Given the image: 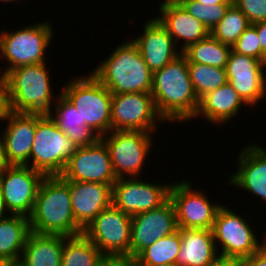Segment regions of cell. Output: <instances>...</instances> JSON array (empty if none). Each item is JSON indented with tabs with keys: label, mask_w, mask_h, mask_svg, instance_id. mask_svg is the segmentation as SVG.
<instances>
[{
	"label": "cell",
	"mask_w": 266,
	"mask_h": 266,
	"mask_svg": "<svg viewBox=\"0 0 266 266\" xmlns=\"http://www.w3.org/2000/svg\"><path fill=\"white\" fill-rule=\"evenodd\" d=\"M86 75L67 81L61 94L78 111L81 121L102 137L111 131L112 94L91 73Z\"/></svg>",
	"instance_id": "obj_5"
},
{
	"label": "cell",
	"mask_w": 266,
	"mask_h": 266,
	"mask_svg": "<svg viewBox=\"0 0 266 266\" xmlns=\"http://www.w3.org/2000/svg\"><path fill=\"white\" fill-rule=\"evenodd\" d=\"M208 266H243L242 259L218 255Z\"/></svg>",
	"instance_id": "obj_38"
},
{
	"label": "cell",
	"mask_w": 266,
	"mask_h": 266,
	"mask_svg": "<svg viewBox=\"0 0 266 266\" xmlns=\"http://www.w3.org/2000/svg\"><path fill=\"white\" fill-rule=\"evenodd\" d=\"M31 232L71 237L83 234L76 223L69 185L60 176H46L29 216Z\"/></svg>",
	"instance_id": "obj_3"
},
{
	"label": "cell",
	"mask_w": 266,
	"mask_h": 266,
	"mask_svg": "<svg viewBox=\"0 0 266 266\" xmlns=\"http://www.w3.org/2000/svg\"><path fill=\"white\" fill-rule=\"evenodd\" d=\"M177 230L175 208L170 199L159 208L132 216L130 261L160 238Z\"/></svg>",
	"instance_id": "obj_16"
},
{
	"label": "cell",
	"mask_w": 266,
	"mask_h": 266,
	"mask_svg": "<svg viewBox=\"0 0 266 266\" xmlns=\"http://www.w3.org/2000/svg\"><path fill=\"white\" fill-rule=\"evenodd\" d=\"M181 249L177 266H208L218 255L212 229L178 228Z\"/></svg>",
	"instance_id": "obj_24"
},
{
	"label": "cell",
	"mask_w": 266,
	"mask_h": 266,
	"mask_svg": "<svg viewBox=\"0 0 266 266\" xmlns=\"http://www.w3.org/2000/svg\"><path fill=\"white\" fill-rule=\"evenodd\" d=\"M196 1L208 6V5H215V4L225 3L227 0H196Z\"/></svg>",
	"instance_id": "obj_42"
},
{
	"label": "cell",
	"mask_w": 266,
	"mask_h": 266,
	"mask_svg": "<svg viewBox=\"0 0 266 266\" xmlns=\"http://www.w3.org/2000/svg\"><path fill=\"white\" fill-rule=\"evenodd\" d=\"M46 176L29 166L10 165L0 175V192L10 214L29 217Z\"/></svg>",
	"instance_id": "obj_14"
},
{
	"label": "cell",
	"mask_w": 266,
	"mask_h": 266,
	"mask_svg": "<svg viewBox=\"0 0 266 266\" xmlns=\"http://www.w3.org/2000/svg\"><path fill=\"white\" fill-rule=\"evenodd\" d=\"M191 82L199 100L228 82L226 70L202 63H188Z\"/></svg>",
	"instance_id": "obj_31"
},
{
	"label": "cell",
	"mask_w": 266,
	"mask_h": 266,
	"mask_svg": "<svg viewBox=\"0 0 266 266\" xmlns=\"http://www.w3.org/2000/svg\"><path fill=\"white\" fill-rule=\"evenodd\" d=\"M157 9L160 15L155 17L168 31L181 52L210 35V30L186 12L178 2H160Z\"/></svg>",
	"instance_id": "obj_22"
},
{
	"label": "cell",
	"mask_w": 266,
	"mask_h": 266,
	"mask_svg": "<svg viewBox=\"0 0 266 266\" xmlns=\"http://www.w3.org/2000/svg\"><path fill=\"white\" fill-rule=\"evenodd\" d=\"M76 223L84 230L102 210L112 205V186L103 183L67 181Z\"/></svg>",
	"instance_id": "obj_21"
},
{
	"label": "cell",
	"mask_w": 266,
	"mask_h": 266,
	"mask_svg": "<svg viewBox=\"0 0 266 266\" xmlns=\"http://www.w3.org/2000/svg\"><path fill=\"white\" fill-rule=\"evenodd\" d=\"M151 95L164 123H186L195 118L200 100L191 82L187 58L183 53L153 73Z\"/></svg>",
	"instance_id": "obj_1"
},
{
	"label": "cell",
	"mask_w": 266,
	"mask_h": 266,
	"mask_svg": "<svg viewBox=\"0 0 266 266\" xmlns=\"http://www.w3.org/2000/svg\"><path fill=\"white\" fill-rule=\"evenodd\" d=\"M140 177L117 178L112 186V204L131 217L159 208L169 199L171 182L152 183Z\"/></svg>",
	"instance_id": "obj_13"
},
{
	"label": "cell",
	"mask_w": 266,
	"mask_h": 266,
	"mask_svg": "<svg viewBox=\"0 0 266 266\" xmlns=\"http://www.w3.org/2000/svg\"><path fill=\"white\" fill-rule=\"evenodd\" d=\"M77 148L51 117H37L29 167L45 176H60Z\"/></svg>",
	"instance_id": "obj_7"
},
{
	"label": "cell",
	"mask_w": 266,
	"mask_h": 266,
	"mask_svg": "<svg viewBox=\"0 0 266 266\" xmlns=\"http://www.w3.org/2000/svg\"><path fill=\"white\" fill-rule=\"evenodd\" d=\"M49 72L46 62L9 70L4 75L9 110L27 116L52 117L54 103L61 92L57 95L53 93Z\"/></svg>",
	"instance_id": "obj_2"
},
{
	"label": "cell",
	"mask_w": 266,
	"mask_h": 266,
	"mask_svg": "<svg viewBox=\"0 0 266 266\" xmlns=\"http://www.w3.org/2000/svg\"><path fill=\"white\" fill-rule=\"evenodd\" d=\"M132 217L113 204L83 230V234L110 261H130Z\"/></svg>",
	"instance_id": "obj_8"
},
{
	"label": "cell",
	"mask_w": 266,
	"mask_h": 266,
	"mask_svg": "<svg viewBox=\"0 0 266 266\" xmlns=\"http://www.w3.org/2000/svg\"><path fill=\"white\" fill-rule=\"evenodd\" d=\"M108 262L84 234L64 236L61 266H105Z\"/></svg>",
	"instance_id": "obj_28"
},
{
	"label": "cell",
	"mask_w": 266,
	"mask_h": 266,
	"mask_svg": "<svg viewBox=\"0 0 266 266\" xmlns=\"http://www.w3.org/2000/svg\"><path fill=\"white\" fill-rule=\"evenodd\" d=\"M251 226L243 215L223 204L212 227L219 255L243 260L259 251L266 244V235L260 239Z\"/></svg>",
	"instance_id": "obj_9"
},
{
	"label": "cell",
	"mask_w": 266,
	"mask_h": 266,
	"mask_svg": "<svg viewBox=\"0 0 266 266\" xmlns=\"http://www.w3.org/2000/svg\"><path fill=\"white\" fill-rule=\"evenodd\" d=\"M64 236L31 232L16 266H61Z\"/></svg>",
	"instance_id": "obj_25"
},
{
	"label": "cell",
	"mask_w": 266,
	"mask_h": 266,
	"mask_svg": "<svg viewBox=\"0 0 266 266\" xmlns=\"http://www.w3.org/2000/svg\"><path fill=\"white\" fill-rule=\"evenodd\" d=\"M259 39L256 27L250 24L232 46V50L238 54L251 56L266 63V55L261 50Z\"/></svg>",
	"instance_id": "obj_34"
},
{
	"label": "cell",
	"mask_w": 266,
	"mask_h": 266,
	"mask_svg": "<svg viewBox=\"0 0 266 266\" xmlns=\"http://www.w3.org/2000/svg\"><path fill=\"white\" fill-rule=\"evenodd\" d=\"M249 25L247 17L232 4L222 20L210 31V35L232 47Z\"/></svg>",
	"instance_id": "obj_32"
},
{
	"label": "cell",
	"mask_w": 266,
	"mask_h": 266,
	"mask_svg": "<svg viewBox=\"0 0 266 266\" xmlns=\"http://www.w3.org/2000/svg\"><path fill=\"white\" fill-rule=\"evenodd\" d=\"M4 121L5 129L0 132V137L8 164L29 166L37 117L10 111Z\"/></svg>",
	"instance_id": "obj_19"
},
{
	"label": "cell",
	"mask_w": 266,
	"mask_h": 266,
	"mask_svg": "<svg viewBox=\"0 0 266 266\" xmlns=\"http://www.w3.org/2000/svg\"><path fill=\"white\" fill-rule=\"evenodd\" d=\"M31 233L29 217L10 214L0 221V259L16 266Z\"/></svg>",
	"instance_id": "obj_27"
},
{
	"label": "cell",
	"mask_w": 266,
	"mask_h": 266,
	"mask_svg": "<svg viewBox=\"0 0 266 266\" xmlns=\"http://www.w3.org/2000/svg\"><path fill=\"white\" fill-rule=\"evenodd\" d=\"M152 136L151 132L125 130L100 137L108 148L116 178L143 177V166L153 148Z\"/></svg>",
	"instance_id": "obj_10"
},
{
	"label": "cell",
	"mask_w": 266,
	"mask_h": 266,
	"mask_svg": "<svg viewBox=\"0 0 266 266\" xmlns=\"http://www.w3.org/2000/svg\"><path fill=\"white\" fill-rule=\"evenodd\" d=\"M242 261L243 266H266V244L255 254Z\"/></svg>",
	"instance_id": "obj_37"
},
{
	"label": "cell",
	"mask_w": 266,
	"mask_h": 266,
	"mask_svg": "<svg viewBox=\"0 0 266 266\" xmlns=\"http://www.w3.org/2000/svg\"><path fill=\"white\" fill-rule=\"evenodd\" d=\"M178 3L186 12L200 20L211 31L225 16L226 11L233 4V0L208 6L196 0H180Z\"/></svg>",
	"instance_id": "obj_33"
},
{
	"label": "cell",
	"mask_w": 266,
	"mask_h": 266,
	"mask_svg": "<svg viewBox=\"0 0 266 266\" xmlns=\"http://www.w3.org/2000/svg\"><path fill=\"white\" fill-rule=\"evenodd\" d=\"M237 171L228 177L231 186L246 190L266 202V149L257 143L245 144L238 151Z\"/></svg>",
	"instance_id": "obj_18"
},
{
	"label": "cell",
	"mask_w": 266,
	"mask_h": 266,
	"mask_svg": "<svg viewBox=\"0 0 266 266\" xmlns=\"http://www.w3.org/2000/svg\"><path fill=\"white\" fill-rule=\"evenodd\" d=\"M192 181L182 179L171 183L169 199L174 204L178 228L212 229L216 214L223 205L211 203L208 194L199 188L196 190Z\"/></svg>",
	"instance_id": "obj_11"
},
{
	"label": "cell",
	"mask_w": 266,
	"mask_h": 266,
	"mask_svg": "<svg viewBox=\"0 0 266 266\" xmlns=\"http://www.w3.org/2000/svg\"><path fill=\"white\" fill-rule=\"evenodd\" d=\"M250 24L266 20V0H233Z\"/></svg>",
	"instance_id": "obj_35"
},
{
	"label": "cell",
	"mask_w": 266,
	"mask_h": 266,
	"mask_svg": "<svg viewBox=\"0 0 266 266\" xmlns=\"http://www.w3.org/2000/svg\"><path fill=\"white\" fill-rule=\"evenodd\" d=\"M180 0H163V1H160V2H179Z\"/></svg>",
	"instance_id": "obj_48"
},
{
	"label": "cell",
	"mask_w": 266,
	"mask_h": 266,
	"mask_svg": "<svg viewBox=\"0 0 266 266\" xmlns=\"http://www.w3.org/2000/svg\"><path fill=\"white\" fill-rule=\"evenodd\" d=\"M243 105L250 108L233 86L227 82L200 99L194 120L204 116V119L211 124L226 125L232 118H238L235 116L239 115Z\"/></svg>",
	"instance_id": "obj_23"
},
{
	"label": "cell",
	"mask_w": 266,
	"mask_h": 266,
	"mask_svg": "<svg viewBox=\"0 0 266 266\" xmlns=\"http://www.w3.org/2000/svg\"><path fill=\"white\" fill-rule=\"evenodd\" d=\"M51 118L77 147L91 146L100 139L85 121H81L78 111L62 94L54 103Z\"/></svg>",
	"instance_id": "obj_26"
},
{
	"label": "cell",
	"mask_w": 266,
	"mask_h": 266,
	"mask_svg": "<svg viewBox=\"0 0 266 266\" xmlns=\"http://www.w3.org/2000/svg\"><path fill=\"white\" fill-rule=\"evenodd\" d=\"M60 177L67 181L109 185L117 180L108 148L101 139L91 146L78 147Z\"/></svg>",
	"instance_id": "obj_15"
},
{
	"label": "cell",
	"mask_w": 266,
	"mask_h": 266,
	"mask_svg": "<svg viewBox=\"0 0 266 266\" xmlns=\"http://www.w3.org/2000/svg\"><path fill=\"white\" fill-rule=\"evenodd\" d=\"M181 249L179 230L160 238L145 248L133 262L137 266H156L160 264H176Z\"/></svg>",
	"instance_id": "obj_30"
},
{
	"label": "cell",
	"mask_w": 266,
	"mask_h": 266,
	"mask_svg": "<svg viewBox=\"0 0 266 266\" xmlns=\"http://www.w3.org/2000/svg\"><path fill=\"white\" fill-rule=\"evenodd\" d=\"M10 165L8 164L7 160H6V156L4 153V148H3V144L1 141V137H0V175L9 167Z\"/></svg>",
	"instance_id": "obj_40"
},
{
	"label": "cell",
	"mask_w": 266,
	"mask_h": 266,
	"mask_svg": "<svg viewBox=\"0 0 266 266\" xmlns=\"http://www.w3.org/2000/svg\"><path fill=\"white\" fill-rule=\"evenodd\" d=\"M9 112L10 110H9V101L7 93V84L5 77L2 75L0 77V123H4V120Z\"/></svg>",
	"instance_id": "obj_36"
},
{
	"label": "cell",
	"mask_w": 266,
	"mask_h": 266,
	"mask_svg": "<svg viewBox=\"0 0 266 266\" xmlns=\"http://www.w3.org/2000/svg\"><path fill=\"white\" fill-rule=\"evenodd\" d=\"M143 33L132 41L152 73L159 71L182 52L177 48L173 38L155 17L147 19Z\"/></svg>",
	"instance_id": "obj_20"
},
{
	"label": "cell",
	"mask_w": 266,
	"mask_h": 266,
	"mask_svg": "<svg viewBox=\"0 0 266 266\" xmlns=\"http://www.w3.org/2000/svg\"><path fill=\"white\" fill-rule=\"evenodd\" d=\"M121 266H137L133 261H121Z\"/></svg>",
	"instance_id": "obj_43"
},
{
	"label": "cell",
	"mask_w": 266,
	"mask_h": 266,
	"mask_svg": "<svg viewBox=\"0 0 266 266\" xmlns=\"http://www.w3.org/2000/svg\"><path fill=\"white\" fill-rule=\"evenodd\" d=\"M256 29L260 40L261 50L266 55V20L253 24Z\"/></svg>",
	"instance_id": "obj_39"
},
{
	"label": "cell",
	"mask_w": 266,
	"mask_h": 266,
	"mask_svg": "<svg viewBox=\"0 0 266 266\" xmlns=\"http://www.w3.org/2000/svg\"><path fill=\"white\" fill-rule=\"evenodd\" d=\"M231 50V46L223 44L209 35L207 38L190 45L182 53L187 58L188 63H202L225 69Z\"/></svg>",
	"instance_id": "obj_29"
},
{
	"label": "cell",
	"mask_w": 266,
	"mask_h": 266,
	"mask_svg": "<svg viewBox=\"0 0 266 266\" xmlns=\"http://www.w3.org/2000/svg\"><path fill=\"white\" fill-rule=\"evenodd\" d=\"M0 266H12L6 260L0 259Z\"/></svg>",
	"instance_id": "obj_45"
},
{
	"label": "cell",
	"mask_w": 266,
	"mask_h": 266,
	"mask_svg": "<svg viewBox=\"0 0 266 266\" xmlns=\"http://www.w3.org/2000/svg\"><path fill=\"white\" fill-rule=\"evenodd\" d=\"M17 1H18V3H20L22 0H20V2H19V0H0V2L2 3V2H5V3H10V2H16L17 3Z\"/></svg>",
	"instance_id": "obj_46"
},
{
	"label": "cell",
	"mask_w": 266,
	"mask_h": 266,
	"mask_svg": "<svg viewBox=\"0 0 266 266\" xmlns=\"http://www.w3.org/2000/svg\"><path fill=\"white\" fill-rule=\"evenodd\" d=\"M225 70L228 82L252 109L266 99V63L231 50Z\"/></svg>",
	"instance_id": "obj_17"
},
{
	"label": "cell",
	"mask_w": 266,
	"mask_h": 266,
	"mask_svg": "<svg viewBox=\"0 0 266 266\" xmlns=\"http://www.w3.org/2000/svg\"><path fill=\"white\" fill-rule=\"evenodd\" d=\"M50 23L43 21L12 32L0 31V61L6 59L8 64L1 67H6L2 70L3 76L20 66L46 62L45 52L55 35Z\"/></svg>",
	"instance_id": "obj_6"
},
{
	"label": "cell",
	"mask_w": 266,
	"mask_h": 266,
	"mask_svg": "<svg viewBox=\"0 0 266 266\" xmlns=\"http://www.w3.org/2000/svg\"><path fill=\"white\" fill-rule=\"evenodd\" d=\"M162 122L164 120L156 110L151 93L112 94L111 131L155 133Z\"/></svg>",
	"instance_id": "obj_12"
},
{
	"label": "cell",
	"mask_w": 266,
	"mask_h": 266,
	"mask_svg": "<svg viewBox=\"0 0 266 266\" xmlns=\"http://www.w3.org/2000/svg\"><path fill=\"white\" fill-rule=\"evenodd\" d=\"M91 74L111 94L151 93L153 73L144 61L138 46L131 40L119 43Z\"/></svg>",
	"instance_id": "obj_4"
},
{
	"label": "cell",
	"mask_w": 266,
	"mask_h": 266,
	"mask_svg": "<svg viewBox=\"0 0 266 266\" xmlns=\"http://www.w3.org/2000/svg\"><path fill=\"white\" fill-rule=\"evenodd\" d=\"M105 266H121V261L108 262Z\"/></svg>",
	"instance_id": "obj_44"
},
{
	"label": "cell",
	"mask_w": 266,
	"mask_h": 266,
	"mask_svg": "<svg viewBox=\"0 0 266 266\" xmlns=\"http://www.w3.org/2000/svg\"><path fill=\"white\" fill-rule=\"evenodd\" d=\"M156 266H177L176 264H160V265H156Z\"/></svg>",
	"instance_id": "obj_47"
},
{
	"label": "cell",
	"mask_w": 266,
	"mask_h": 266,
	"mask_svg": "<svg viewBox=\"0 0 266 266\" xmlns=\"http://www.w3.org/2000/svg\"><path fill=\"white\" fill-rule=\"evenodd\" d=\"M7 215V216H6ZM10 215V212L7 210L4 200L0 192V221Z\"/></svg>",
	"instance_id": "obj_41"
}]
</instances>
